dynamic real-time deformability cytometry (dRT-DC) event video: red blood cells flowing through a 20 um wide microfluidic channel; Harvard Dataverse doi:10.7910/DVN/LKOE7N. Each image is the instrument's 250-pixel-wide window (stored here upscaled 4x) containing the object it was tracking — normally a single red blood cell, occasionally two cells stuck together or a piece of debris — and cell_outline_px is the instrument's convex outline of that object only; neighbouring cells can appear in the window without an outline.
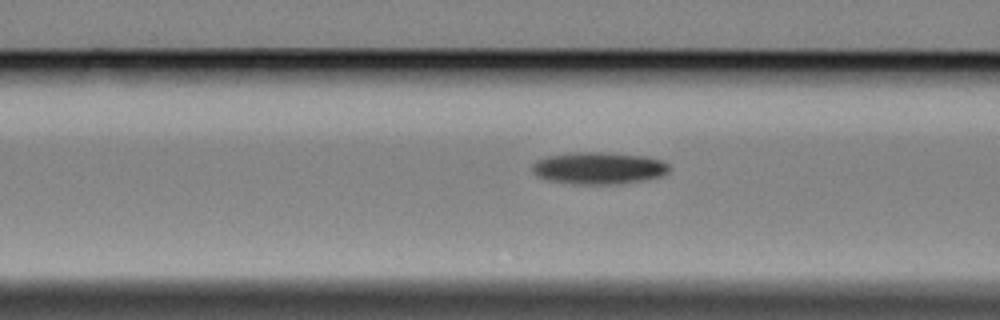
{"species": "Egyptian fruit bat (a non-hibernating species)", "species_latin": "Rousettus aegyptiacus", "temperature_condition": "cold", "stored_images_in_passage": 19, "camera_frame_rate_fps": 3000, "um_per_image_px": 0.085, "animal": {"sex": "female"}, "frame": {"image": 1, "passage_image": 17, "time_ms": 5.333, "image_size_px": [1000, 320], "cell_outline_px": [[672, 168], [664, 176], [648, 180], [620, 184], [572, 184], [548, 180], [536, 176], [532, 172], [532, 164], [536, 160], [548, 156], [580, 152], [600, 152], [644, 156], [660, 160], [668, 164]], "centroid_in_image_um": [50.92, 14.31], "position_along_channel_um": 115.7, "area_um2": 25.84}}